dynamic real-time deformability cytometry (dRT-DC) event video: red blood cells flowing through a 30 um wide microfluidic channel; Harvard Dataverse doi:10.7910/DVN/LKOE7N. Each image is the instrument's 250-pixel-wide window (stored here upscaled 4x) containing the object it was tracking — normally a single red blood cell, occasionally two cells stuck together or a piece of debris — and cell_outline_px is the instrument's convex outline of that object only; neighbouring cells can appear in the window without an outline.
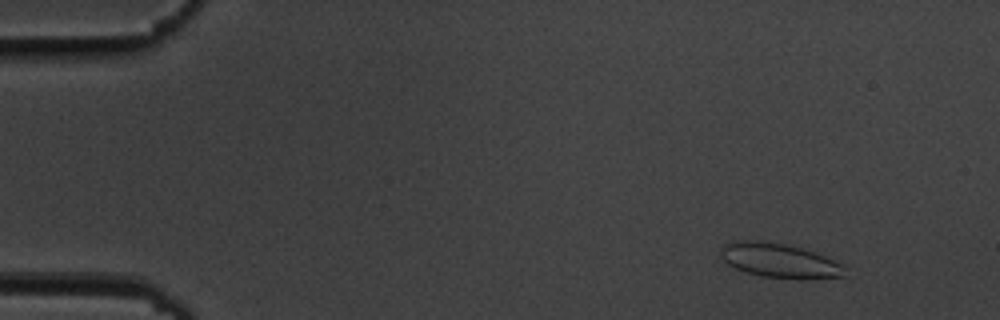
{"species": "common noctule bat (a hibernating species)", "species_latin": "Nyctalus noctula", "temperature_condition": "cold", "stored_images_in_passage": 53, "camera_frame_rate_fps": 3000, "um_per_image_px": 0.085, "animal": {"sex": "male", "body_mass_g": 19.5, "forearm_length_mm": 54.6}, "frame": {"image": 1, "passage_image": 3, "time_ms": 0.667, "image_size_px": [1000, 320], "cell_outline_px": [[844, 276], [760, 276], [744, 272], [728, 264], [720, 256], [720, 248], [724, 244], [736, 240], [756, 240], [792, 244], [824, 256], [844, 264]], "centroid_in_image_um": [66.14, 22.07], "position_along_channel_um": 18.9, "area_um2": 24.1}}
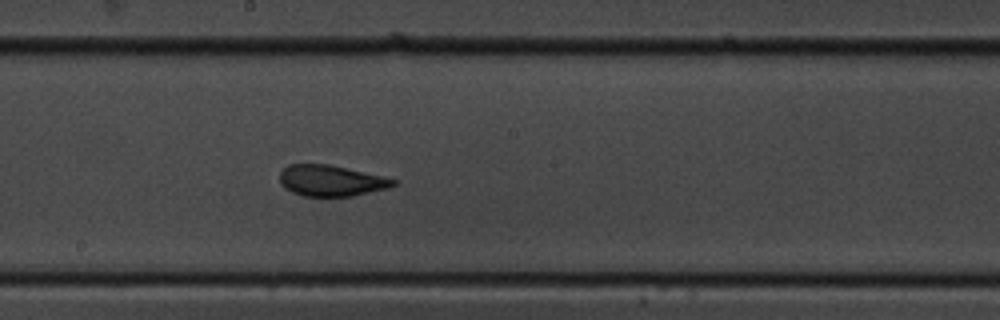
{"frame": {"image": 2, "passage_image": 28, "time_ms": 9.0, "image_size_px": [1000, 320], "cell_outline_px": [[396, 184], [388, 188], [352, 196], [304, 196], [292, 192], [284, 188], [280, 184], [280, 172], [288, 164], [328, 164], [380, 176], [396, 180]], "centroid_in_image_um": [28.08, 15.36], "position_along_channel_um": 220.1, "area_um2": 20.29}}
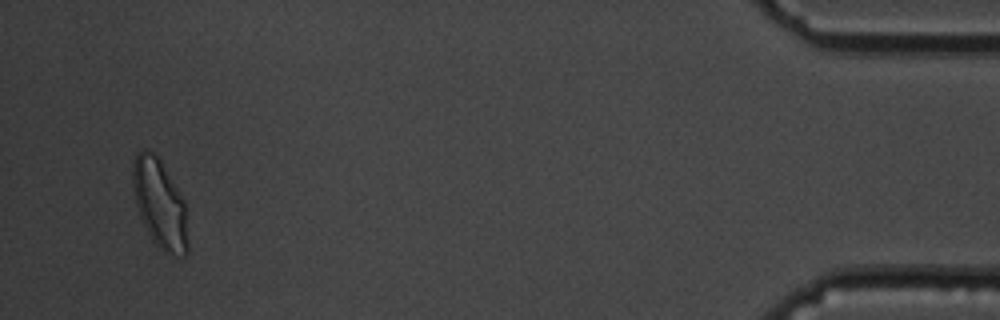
{"frame": {"image": 3, "passage_image": 51, "time_ms": 16.667, "image_size_px": [1000, 320], "cell_outline_px": [[188, 252], [184, 256], [164, 252], [152, 240], [144, 224], [136, 204], [132, 184], [132, 168], [136, 156], [140, 148], [144, 148], [152, 152], [160, 160], [184, 200], [188, 240]], "centroid_in_image_um": [13.58, 17.32], "position_along_channel_um": 421.6, "area_um2": 28.15}, "authors_computed_cell_mechanics": {"area_um2": 21.7906, "velocity_mm_per_s": 3.5915, "shape_relaxation_time_tau1_ms": 9.5535, "shape_relaxation_time_tau2_ms": 0.8794, "deformation_change_tau1": 0.2032, "deformation_change_tau2": 0.07}}